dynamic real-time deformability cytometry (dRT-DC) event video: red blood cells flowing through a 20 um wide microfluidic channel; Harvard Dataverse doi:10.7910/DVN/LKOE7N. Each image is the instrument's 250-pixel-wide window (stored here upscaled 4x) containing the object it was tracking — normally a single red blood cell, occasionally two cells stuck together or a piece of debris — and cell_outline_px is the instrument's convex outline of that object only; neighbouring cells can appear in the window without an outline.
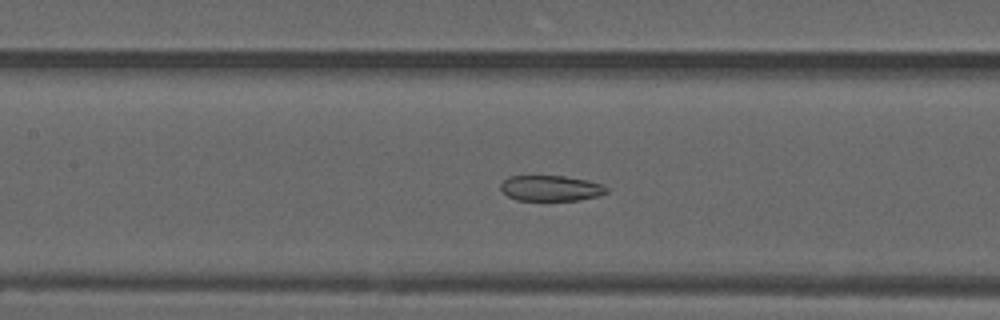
{"species": "common noctule bat (a hibernating species)", "species_latin": "Nyctalus noctula", "temperature_condition": "warm", "stored_images_in_passage": 55, "camera_frame_rate_fps": 3000, "um_per_image_px": 0.085, "animal": {"sex": "male", "forearm_length_mm": 52.5}, "frame": {"image": 1, "passage_image": 25, "time_ms": 8.0, "image_size_px": [1000, 320], "cell_outline_px": [[608, 192], [600, 196], [580, 200], [516, 200], [508, 196], [500, 188], [500, 184], [508, 176], [564, 176], [588, 180], [604, 184], [608, 188]], "centroid_in_image_um": [46.86, 16.0], "position_along_channel_um": 160.5, "area_um2": 15.95}}
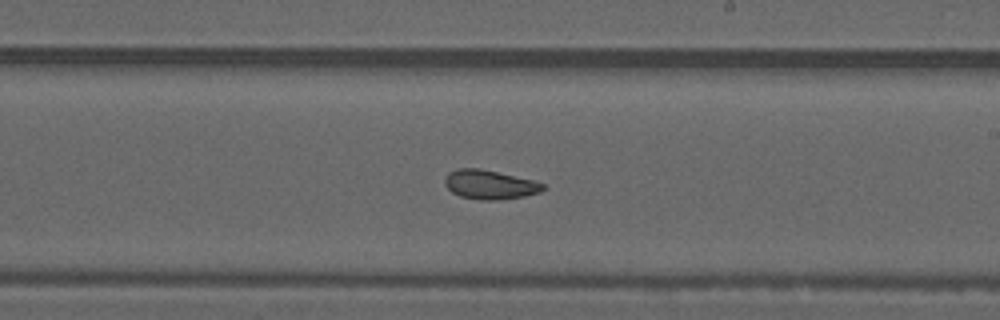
{"frame": {"image": 2, "passage_image": 32, "time_ms": 10.333, "image_size_px": [1000, 320], "cell_outline_px": [[544, 188], [540, 192], [524, 196], [500, 200], [480, 200], [460, 196], [452, 192], [444, 184], [444, 176], [448, 172], [456, 168], [480, 168], [532, 180], [544, 184]], "centroid_in_image_um": [41.57, 15.69], "position_along_channel_um": 247.4, "area_um2": 16.7}}
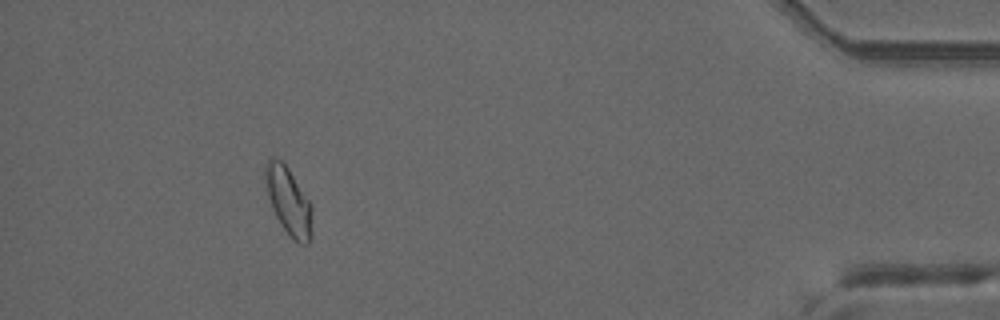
{"frame": {"image": 3, "passage_image": 50, "time_ms": 16.333, "image_size_px": [1000, 320], "cell_outline_px": [[312, 236], [308, 244], [300, 244], [292, 240], [288, 236], [276, 216], [272, 208], [264, 184], [264, 168], [268, 160], [272, 156], [280, 160], [288, 168], [312, 204]], "centroid_in_image_um": [24.53, 17.12], "position_along_channel_um": 410.7, "area_um2": 18.79}, "authors_computed_cell_mechanics": {"area_um2": 17.7446, "velocity_mm_per_s": 3.7375, "shape_relaxation_time_tau1_ms": null, "shape_relaxation_time_tau2_ms": 2.6595, "deformation_change_tau1": null, "deformation_change_tau2": 0.0895}}